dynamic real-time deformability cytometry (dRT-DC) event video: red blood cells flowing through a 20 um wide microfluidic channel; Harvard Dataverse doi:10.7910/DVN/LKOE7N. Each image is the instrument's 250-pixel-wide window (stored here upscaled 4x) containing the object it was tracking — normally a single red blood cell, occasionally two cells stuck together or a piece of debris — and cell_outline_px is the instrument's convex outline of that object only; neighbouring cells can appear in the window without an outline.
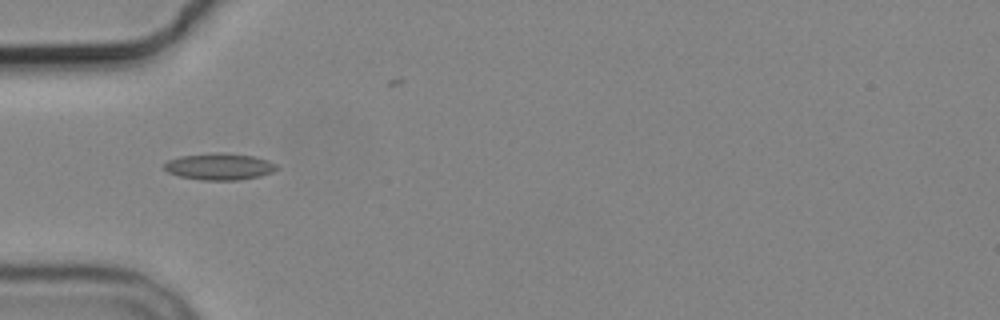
{"species": "common noctule bat (a hibernating species)", "species_latin": "Nyctalus noctula", "temperature_condition": "cold", "stored_images_in_passage": 10, "camera_frame_rate_fps": 3000, "um_per_image_px": 0.085, "animal": {"sex": "male", "body_mass_g": 19.2, "forearm_length_mm": 51.8}, "frame": {"image": 1, "passage_image": 1, "time_ms": 0.0, "image_size_px": [1000, 320], "cell_outline_px": [[280, 168], [272, 172], [260, 176], [236, 180], [200, 180], [180, 176], [168, 172], [164, 168], [164, 164], [168, 160], [180, 156], [212, 152], [220, 152], [256, 156], [268, 160], [276, 164]], "centroid_in_image_um": [18.67, 14.14], "position_along_channel_um": 66.3, "area_um2": 17.63}}
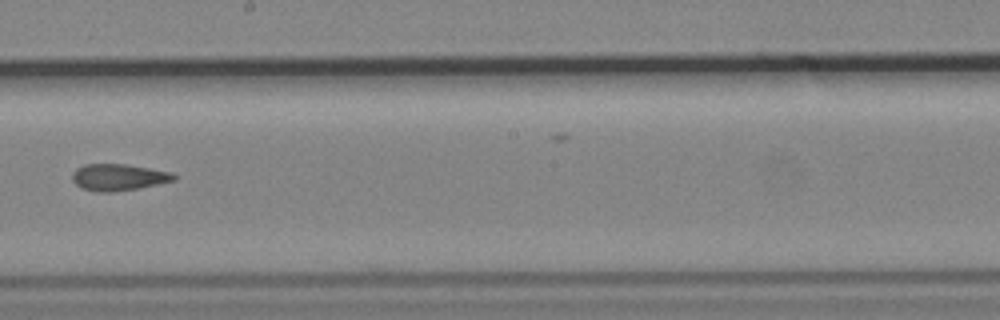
{"frame": {"image": 2, "passage_image": 5, "time_ms": 4.667, "image_size_px": [1000, 320], "cell_outline_px": [[176, 180], [136, 188], [112, 192], [96, 192], [80, 188], [72, 180], [72, 172], [76, 168], [84, 164], [124, 164], [172, 172], [176, 176]], "centroid_in_image_um": [10.02, 15.06], "position_along_channel_um": 238.2, "area_um2": 15.72}}
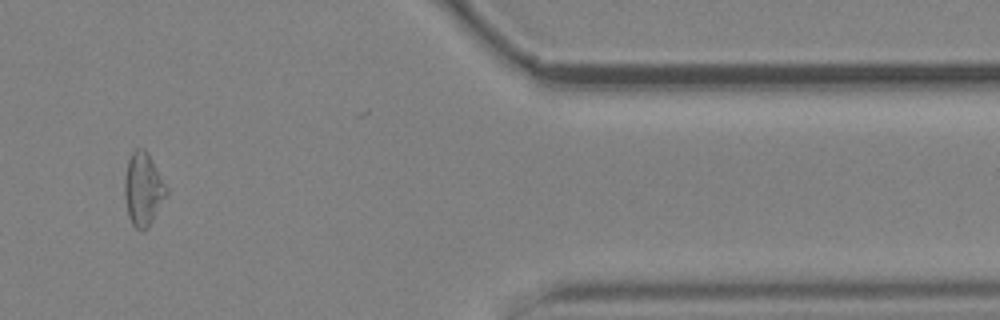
{"frame": {"image": 3, "passage_image": 9, "time_ms": 10.0, "image_size_px": [1000, 320], "cell_outline_px": [[168, 192], [152, 220], [144, 228], [136, 228], [132, 224], [128, 216], [124, 196], [124, 180], [128, 160], [132, 152], [136, 148], [144, 148], [148, 152], [168, 188]], "centroid_in_image_um": [12.15, 16.02], "position_along_channel_um": 399.2, "area_um2": 17.57}, "authors_computed_cell_mechanics": {"area_um2": 15.9817, "velocity_mm_per_s": 3.6931, "shape_relaxation_time_tau1_ms": null, "shape_relaxation_time_tau2_ms": 4.3908, "deformation_change_tau1": null, "deformation_change_tau2": 0.093}}